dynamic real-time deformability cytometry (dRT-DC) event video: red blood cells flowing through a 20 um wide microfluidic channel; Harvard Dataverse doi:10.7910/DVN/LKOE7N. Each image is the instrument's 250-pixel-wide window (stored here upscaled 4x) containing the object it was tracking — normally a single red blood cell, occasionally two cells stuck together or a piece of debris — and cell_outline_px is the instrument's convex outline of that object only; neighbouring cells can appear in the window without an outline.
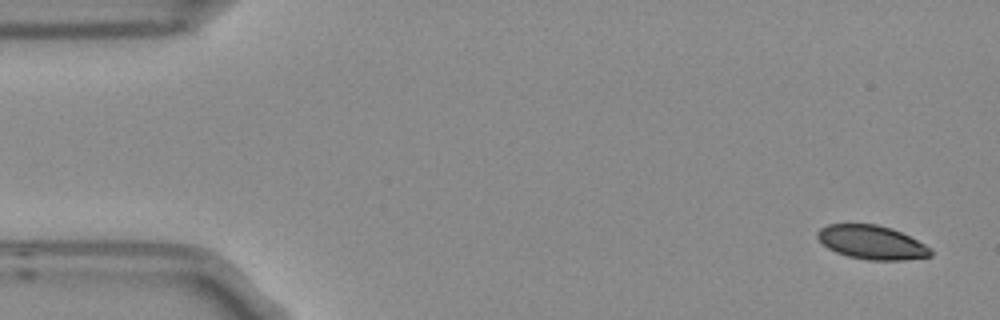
{"species": "Egyptian fruit bat (a non-hibernating species)", "species_latin": "Rousettus aegyptiacus", "temperature_condition": "room temperature", "stored_images_in_passage": 4, "camera_frame_rate_fps": 3000, "um_per_image_px": 0.085, "frame": {"image": 1, "passage_image": 1, "time_ms": 0.0, "image_size_px": [1000, 320], "cell_outline_px": [[932, 256], [900, 260], [868, 260], [848, 256], [836, 252], [828, 248], [816, 236], [816, 232], [820, 228], [828, 224], [876, 224], [892, 228], [932, 248]], "centroid_in_image_um": [74.09, 20.6], "position_along_channel_um": 10.9, "area_um2": 22.2}}
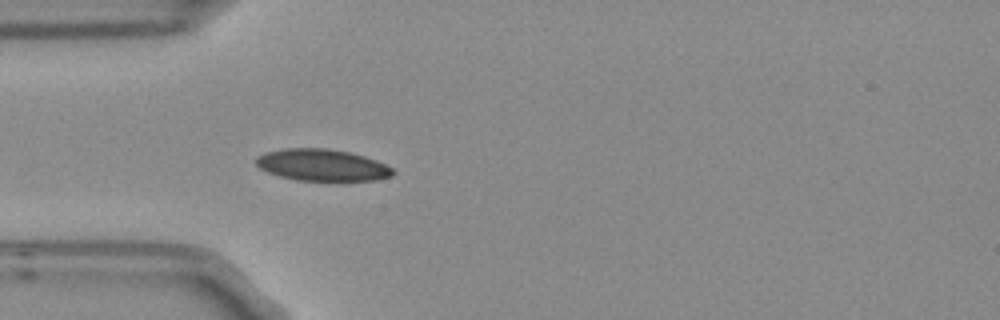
{"frame": {"image": 2, "passage_image": 4, "time_ms": 1.0, "image_size_px": [1000, 320], "cell_outline_px": [[396, 172], [392, 176], [376, 180], [344, 184], [336, 184], [296, 180], [280, 176], [268, 172], [260, 168], [256, 164], [256, 156], [268, 152], [284, 148], [324, 148], [348, 152], [364, 156], [376, 160], [392, 168]], "centroid_in_image_um": [27.45, 14.09], "position_along_channel_um": 57.6, "area_um2": 26.36}}